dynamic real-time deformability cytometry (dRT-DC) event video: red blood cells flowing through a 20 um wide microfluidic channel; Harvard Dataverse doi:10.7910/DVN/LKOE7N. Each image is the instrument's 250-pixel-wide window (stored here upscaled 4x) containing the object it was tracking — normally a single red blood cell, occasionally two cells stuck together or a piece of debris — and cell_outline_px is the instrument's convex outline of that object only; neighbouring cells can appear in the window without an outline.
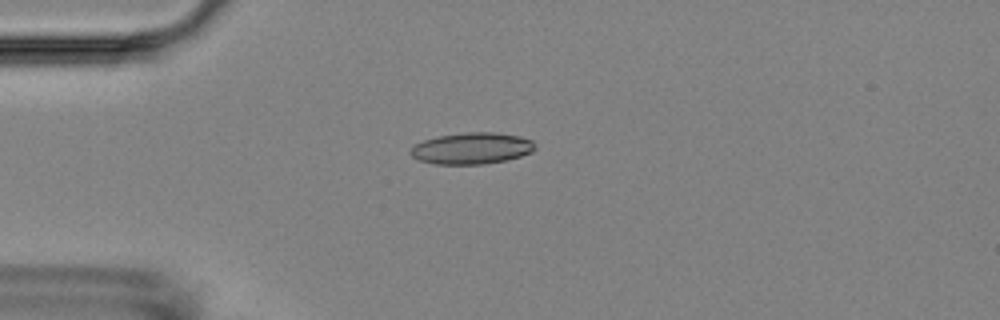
{"species": "Egyptian fruit bat (a non-hibernating species)", "species_latin": "Rousettus aegyptiacus", "temperature_condition": "room temperature", "stored_images_in_passage": 14, "camera_frame_rate_fps": 3000, "um_per_image_px": 0.085, "animal": {"sex": "female"}, "frame": {"image": 1, "passage_image": 3, "time_ms": 3.333, "image_size_px": [1000, 320], "cell_outline_px": [[536, 148], [532, 152], [520, 156], [504, 160], [480, 164], [436, 164], [420, 160], [412, 156], [408, 152], [416, 144], [424, 140], [440, 136], [468, 132], [496, 132], [520, 136], [532, 140], [536, 144]], "centroid_in_image_um": [40.13, 12.6], "position_along_channel_um": 44.9, "area_um2": 22.66}}
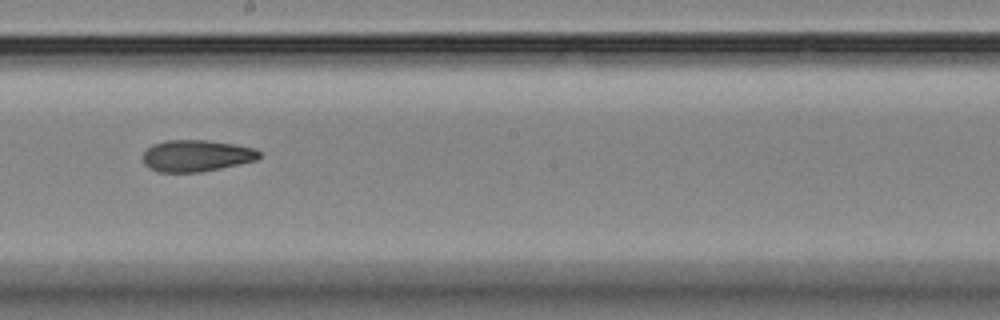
{"frame": {"image": 2, "passage_image": 8, "time_ms": 9.0, "image_size_px": [1000, 320], "cell_outline_px": [[260, 156], [256, 160], [220, 168], [200, 172], [156, 172], [148, 168], [144, 164], [144, 152], [152, 144], [168, 140], [208, 140], [236, 144], [256, 148], [260, 152]], "centroid_in_image_um": [16.69, 13.23], "position_along_channel_um": 231.5, "area_um2": 21.5}}
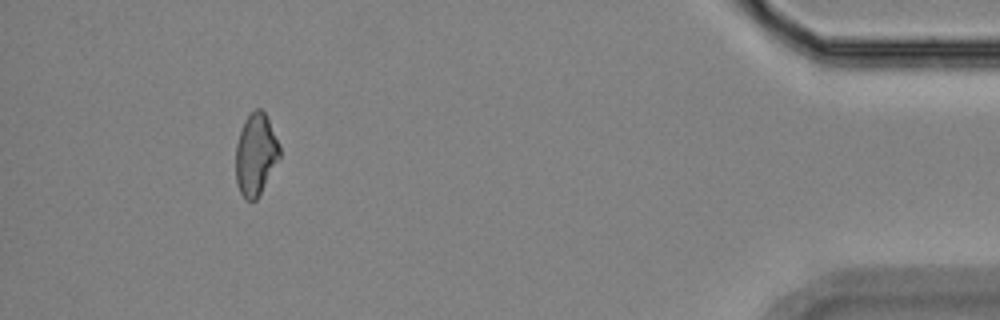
{"frame": {"image": 3, "passage_image": 13, "time_ms": 15.667, "image_size_px": [1000, 320], "cell_outline_px": [[280, 156], [256, 200], [244, 200], [236, 184], [236, 144], [244, 120], [256, 108], [260, 108], [264, 112], [280, 144]], "centroid_in_image_um": [21.72, 13.13], "position_along_channel_um": 413.5, "area_um2": 20.69}, "authors_computed_cell_mechanics": {"area_um2": 21.6461, "velocity_mm_per_s": 3.6232, "shape_relaxation_time_tau1_ms": null, "shape_relaxation_time_tau2_ms": 5.197, "deformation_change_tau1": null, "deformation_change_tau2": 0.1318}}